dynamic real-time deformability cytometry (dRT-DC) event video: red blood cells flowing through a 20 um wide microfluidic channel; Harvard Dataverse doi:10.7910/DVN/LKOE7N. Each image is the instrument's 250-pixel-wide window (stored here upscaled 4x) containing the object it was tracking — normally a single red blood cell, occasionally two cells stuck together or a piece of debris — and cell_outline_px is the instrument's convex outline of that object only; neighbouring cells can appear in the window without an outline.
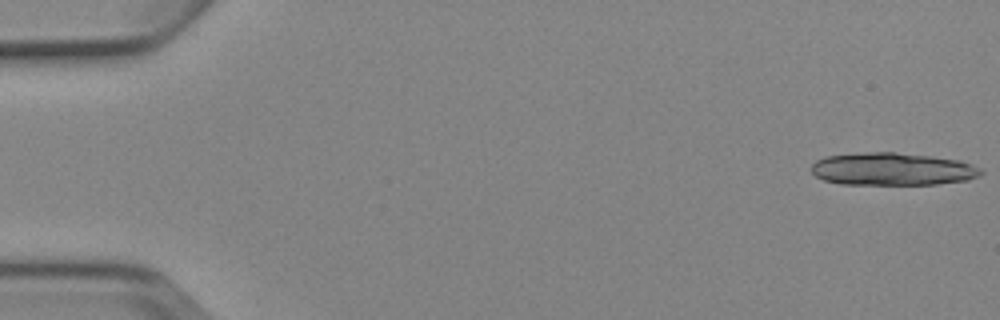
{"species": "Egyptian fruit bat (a non-hibernating species)", "species_latin": "Rousettus aegyptiacus", "temperature_condition": "cold", "stored_images_in_passage": 5, "camera_frame_rate_fps": 3000, "um_per_image_px": 0.085, "animal": {"sex": "female"}, "frame": {"image": 1, "passage_image": 1, "time_ms": 0.0, "image_size_px": [1000, 320], "cell_outline_px": [[984, 172], [980, 176], [968, 180], [936, 184], [840, 184], [824, 180], [816, 176], [812, 172], [812, 164], [816, 160], [824, 156], [864, 152], [896, 152], [932, 156], [960, 160], [972, 164], [980, 168]], "centroid_in_image_um": [75.87, 14.36], "position_along_channel_um": 9.1, "area_um2": 32.48}}